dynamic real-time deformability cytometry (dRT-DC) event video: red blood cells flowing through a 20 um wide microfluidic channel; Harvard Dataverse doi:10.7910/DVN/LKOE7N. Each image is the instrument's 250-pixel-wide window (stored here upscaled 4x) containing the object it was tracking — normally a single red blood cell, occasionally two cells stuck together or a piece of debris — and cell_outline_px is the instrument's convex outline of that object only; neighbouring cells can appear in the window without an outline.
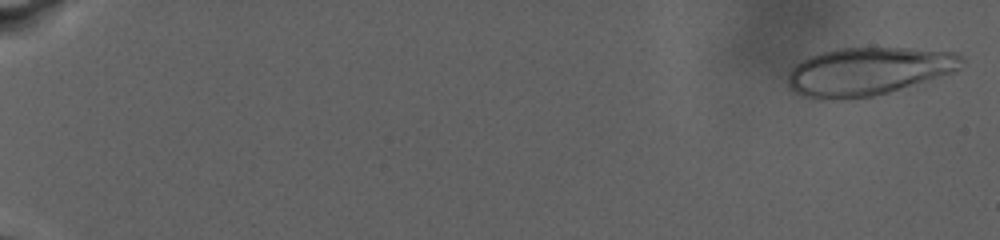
{"species": "human", "species_latin": "Homo sapiens", "temperature_condition": "warm", "stored_images_in_passage": 63, "camera_frame_rate_fps": 3000, "um_per_image_px": 0.085, "donor": {"sex": "male"}, "frame": {"image": 1, "passage_image": 2, "time_ms": 0.333, "image_size_px": [1000, 240], "cell_outline_px": [[964, 60], [960, 68], [952, 72], [888, 92], [872, 96], [844, 100], [824, 100], [804, 96], [788, 88], [788, 72], [796, 64], [812, 56], [824, 52], [840, 48], [908, 48], [956, 52], [964, 56]], "centroid_in_image_um": [73.79, 6.07], "position_along_channel_um": 11.2, "area_um2": 48.38}}
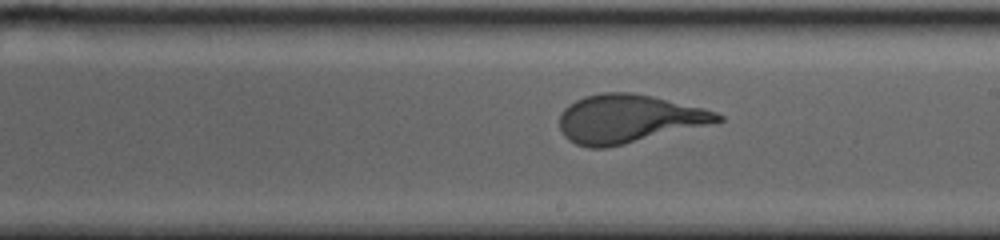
{"frame": {"image": 2, "passage_image": 40, "time_ms": 16.667, "image_size_px": [1000, 240], "cell_outline_px": [[724, 120], [624, 144], [604, 148], [588, 148], [576, 144], [568, 140], [560, 132], [560, 116], [564, 108], [568, 104], [584, 96], [604, 92], [628, 92], [652, 96], [704, 108], [716, 112], [724, 116]], "centroid_in_image_um": [53.37, 10.09], "position_along_channel_um": 235.6, "area_um2": 44.16}}
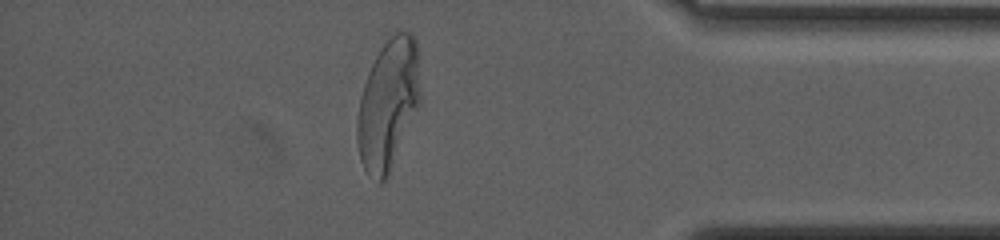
{"frame": {"image": 3, "passage_image": 56, "time_ms": 23.667, "image_size_px": [1000, 240], "cell_outline_px": [[420, 104], [388, 180], [380, 184], [364, 168], [360, 160], [356, 140], [356, 120], [360, 96], [368, 72], [380, 48], [396, 32], [408, 32], [416, 40], [420, 88]], "centroid_in_image_um": [32.99, 8.95], "position_along_channel_um": 402.2, "area_um2": 48.26}}